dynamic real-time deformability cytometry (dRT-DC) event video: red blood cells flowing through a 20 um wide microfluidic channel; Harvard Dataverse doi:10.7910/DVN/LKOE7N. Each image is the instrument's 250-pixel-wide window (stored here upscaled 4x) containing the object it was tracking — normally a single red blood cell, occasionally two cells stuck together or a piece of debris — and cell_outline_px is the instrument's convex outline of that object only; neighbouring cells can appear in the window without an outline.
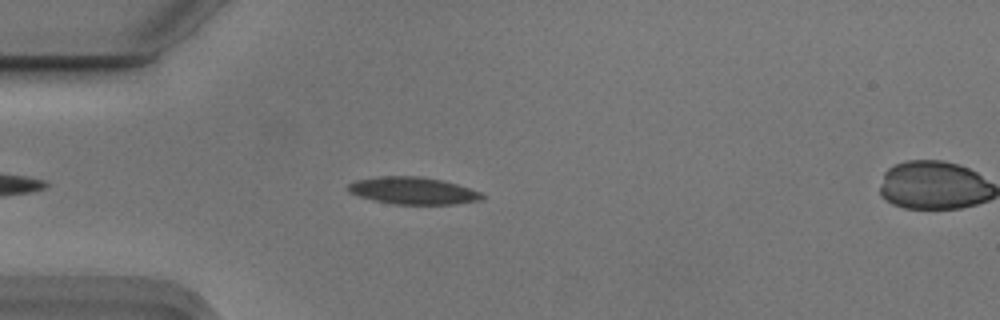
{"species": "Egyptian fruit bat (a non-hibernating species)", "species_latin": "Rousettus aegyptiacus", "temperature_condition": "cold", "stored_images_in_passage": 44, "camera_frame_rate_fps": 3000, "um_per_image_px": 0.085, "animal": {"sex": "male"}, "frame": {"image": 1, "passage_image": 7, "time_ms": 2.0, "image_size_px": [1000, 320], "cell_outline_px": [[484, 200], [456, 204], [392, 204], [372, 200], [348, 192], [344, 188], [348, 184], [356, 180], [380, 176], [416, 176], [440, 180], [456, 184], [480, 192], [484, 196]], "centroid_in_image_um": [35.06, 16.22], "position_along_channel_um": 49.9, "area_um2": 21.21}}
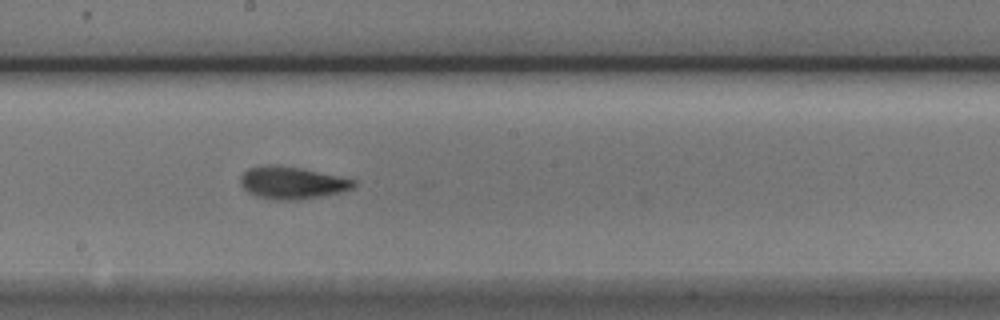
{"frame": {"image": 2, "passage_image": 22, "time_ms": 7.0, "image_size_px": [1000, 320], "cell_outline_px": [[356, 184], [352, 188], [340, 192], [320, 196], [292, 200], [276, 200], [256, 196], [248, 192], [240, 184], [240, 176], [248, 168], [300, 168], [356, 180]], "centroid_in_image_um": [24.84, 15.58], "position_along_channel_um": 223.4, "area_um2": 20.29}}
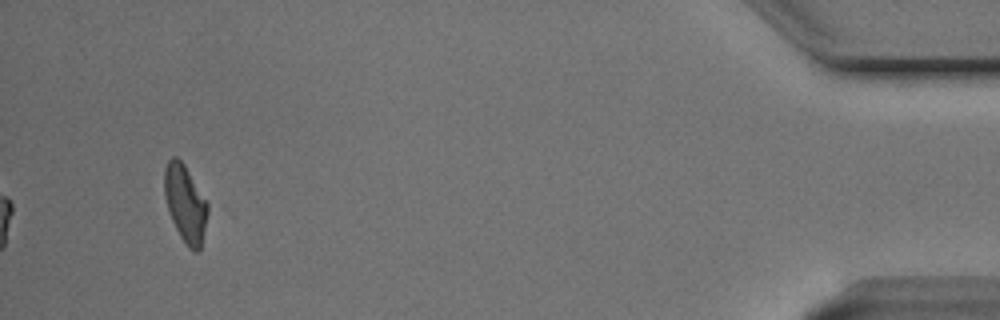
{"frame": {"image": 3, "passage_image": 44, "time_ms": 14.333, "image_size_px": [1000, 320], "cell_outline_px": [[208, 212], [200, 248], [196, 252], [188, 248], [180, 236], [172, 220], [164, 196], [164, 168], [168, 160], [172, 156], [176, 156], [184, 164], [208, 204]], "centroid_in_image_um": [15.73, 17.28], "position_along_channel_um": 419.5, "area_um2": 19.19}, "authors_computed_cell_mechanics": {"area_um2": 20.2589, "velocity_mm_per_s": 3.7219, "shape_relaxation_time_tau1_ms": 4.5995, "shape_relaxation_time_tau2_ms": 2.3772, "deformation_change_tau1": 0.1704, "deformation_change_tau2": 0.1027}}